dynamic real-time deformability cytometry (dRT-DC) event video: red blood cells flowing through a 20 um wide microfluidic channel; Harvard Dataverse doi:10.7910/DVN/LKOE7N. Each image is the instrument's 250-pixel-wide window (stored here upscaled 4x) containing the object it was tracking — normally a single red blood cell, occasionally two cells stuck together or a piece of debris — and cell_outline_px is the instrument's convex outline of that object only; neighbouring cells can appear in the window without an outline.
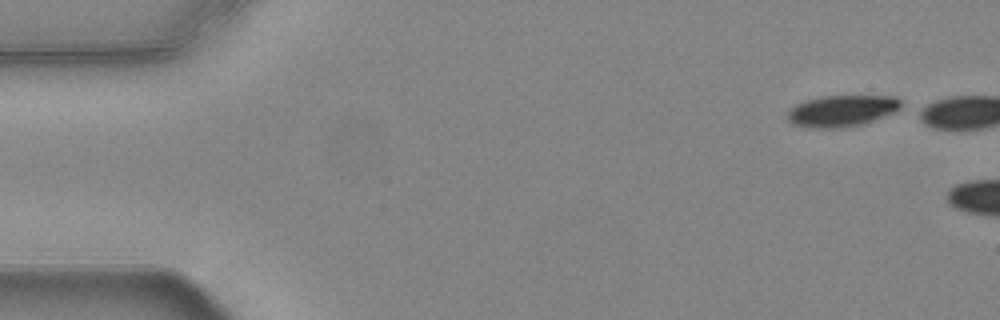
{"species": "common noctule bat (a hibernating species)", "species_latin": "Nyctalus noctula", "temperature_condition": "warm", "stored_images_in_passage": 3, "camera_frame_rate_fps": 3000, "um_per_image_px": 0.085, "animal": {"sex": "female", "body_mass_g": 24.6, "forearm_length_mm": 56.2}, "frame": {"image": 1, "passage_image": 1, "time_ms": 0.0, "image_size_px": [1000, 320], "cell_outline_px": [[900, 108], [896, 112], [864, 124], [844, 128], [808, 128], [792, 124], [788, 120], [784, 112], [788, 108], [804, 100], [820, 96], [896, 96], [900, 100]], "centroid_in_image_um": [71.49, 9.43], "position_along_channel_um": 13.5, "area_um2": 21.33}}